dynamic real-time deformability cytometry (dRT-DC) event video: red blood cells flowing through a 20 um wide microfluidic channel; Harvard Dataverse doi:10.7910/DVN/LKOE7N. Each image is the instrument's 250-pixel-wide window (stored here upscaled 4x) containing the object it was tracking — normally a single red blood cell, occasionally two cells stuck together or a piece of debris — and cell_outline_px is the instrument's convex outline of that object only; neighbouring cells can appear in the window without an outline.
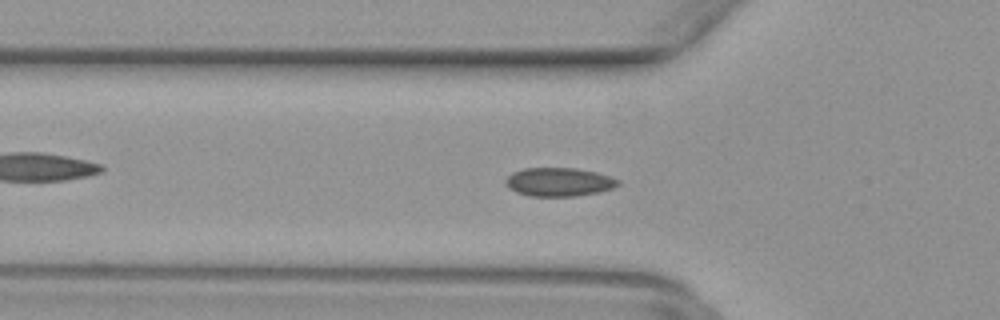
{"species": "common noctule bat (a hibernating species)", "species_latin": "Nyctalus noctula", "temperature_condition": "warm", "stored_images_in_passage": 48, "camera_frame_rate_fps": 3000, "um_per_image_px": 0.085, "animal": {"sex": "female", "body_mass_g": 29.2, "forearm_length_mm": 56.3}, "frame": {"image": 1, "passage_image": 14, "time_ms": 4.333, "image_size_px": [1000, 320], "cell_outline_px": [[620, 184], [612, 188], [600, 192], [576, 196], [528, 196], [516, 192], [508, 188], [504, 184], [504, 180], [512, 172], [524, 168], [576, 168], [596, 172], [620, 180]], "centroid_in_image_um": [47.48, 15.47], "position_along_channel_um": 78.3, "area_um2": 18.9}}
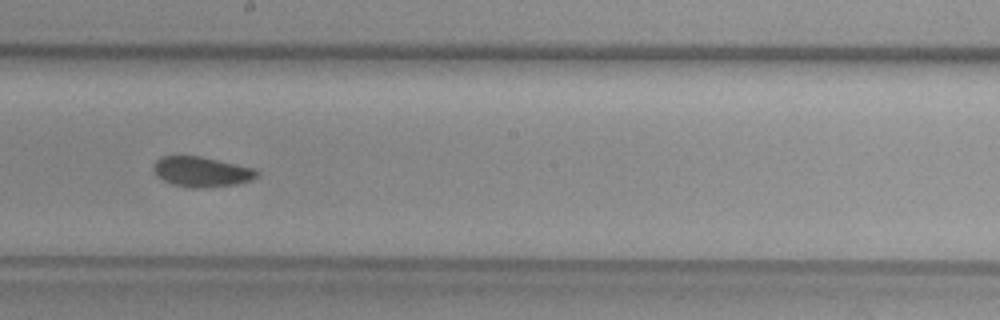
{"frame": {"image": 2, "passage_image": 25, "time_ms": 8.0, "image_size_px": [1000, 320], "cell_outline_px": [[260, 172], [256, 176], [248, 180], [236, 184], [200, 188], [192, 188], [172, 184], [156, 176], [152, 168], [152, 164], [160, 156], [200, 156], [256, 168]], "centroid_in_image_um": [17.09, 14.59], "position_along_channel_um": 231.1, "area_um2": 18.21}}
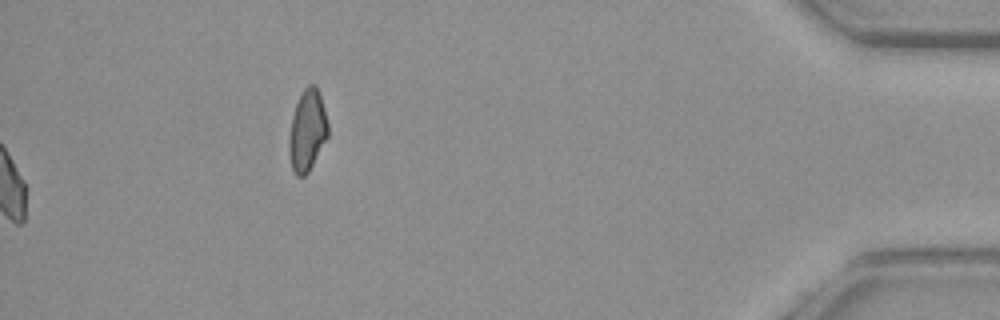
{"frame": {"image": 3, "passage_image": 48, "time_ms": 15.667, "image_size_px": [1000, 320], "cell_outline_px": [[328, 136], [308, 172], [304, 176], [296, 176], [292, 168], [288, 156], [288, 136], [292, 116], [296, 104], [304, 88], [308, 84], [316, 84], [320, 96], [328, 124]], "centroid_in_image_um": [26.09, 11.11], "position_along_channel_um": 409.1, "area_um2": 18.44}}